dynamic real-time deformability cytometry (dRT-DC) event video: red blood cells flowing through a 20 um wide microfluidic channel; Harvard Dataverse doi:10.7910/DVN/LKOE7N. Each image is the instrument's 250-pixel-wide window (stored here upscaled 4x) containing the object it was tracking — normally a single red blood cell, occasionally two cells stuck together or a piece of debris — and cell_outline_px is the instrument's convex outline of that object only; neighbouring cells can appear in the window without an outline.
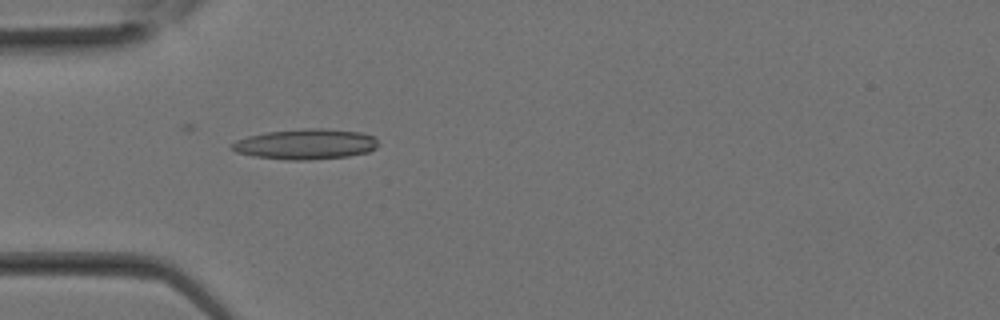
{"species": "Egyptian fruit bat (a non-hibernating species)", "species_latin": "Rousettus aegyptiacus", "temperature_condition": "room temperature", "stored_images_in_passage": 7, "camera_frame_rate_fps": 3000, "um_per_image_px": 0.085, "animal": {"sex": "female"}, "frame": {"image": 1, "passage_image": 5, "time_ms": 1.333, "image_size_px": [1000, 320], "cell_outline_px": [[380, 144], [376, 148], [368, 152], [348, 156], [308, 160], [284, 160], [256, 156], [236, 152], [232, 148], [232, 144], [236, 140], [248, 136], [268, 132], [304, 128], [320, 128], [360, 132], [376, 136]], "centroid_in_image_um": [26.04, 12.25], "position_along_channel_um": 59.0, "area_um2": 25.95}}
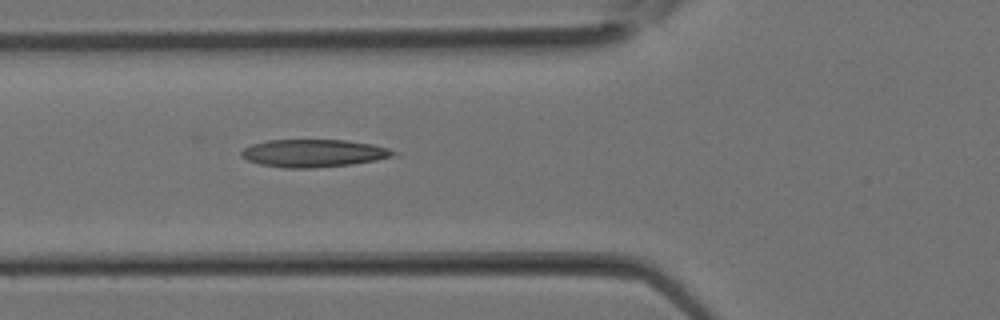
{"frame": {"image": 2, "passage_image": 7, "time_ms": 2.0, "image_size_px": [1000, 320], "cell_outline_px": [[400, 156], [352, 164], [308, 168], [284, 168], [260, 164], [248, 160], [240, 156], [240, 152], [244, 148], [252, 144], [268, 140], [344, 140], [372, 144], [388, 148], [400, 152]], "centroid_in_image_um": [26.71, 13.02], "position_along_channel_um": 99.1, "area_um2": 24.68}}